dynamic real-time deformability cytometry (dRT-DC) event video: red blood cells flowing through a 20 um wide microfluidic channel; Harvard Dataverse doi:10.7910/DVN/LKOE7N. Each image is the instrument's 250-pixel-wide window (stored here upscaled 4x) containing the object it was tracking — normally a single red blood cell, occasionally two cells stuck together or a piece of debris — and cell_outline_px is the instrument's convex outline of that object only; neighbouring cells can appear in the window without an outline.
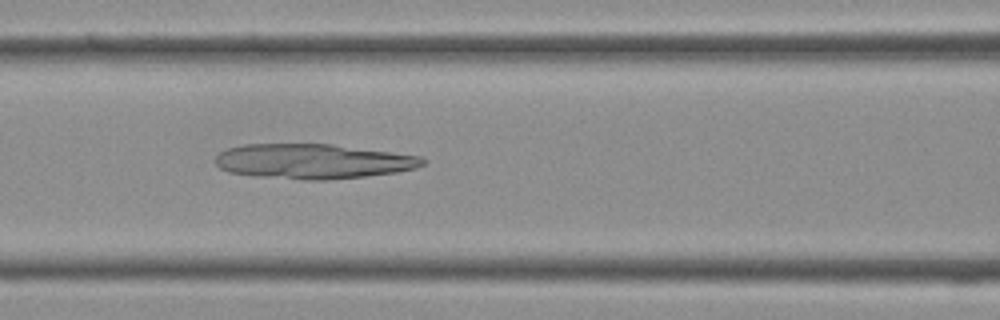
{"species": "Egyptian fruit bat (a non-hibernating species)", "species_latin": "Rousettus aegyptiacus", "temperature_condition": "cold", "stored_images_in_passage": 38, "camera_frame_rate_fps": 3000, "um_per_image_px": 0.085, "frame": {"image": 1, "passage_image": 16, "time_ms": 5.0, "image_size_px": [1000, 320], "cell_outline_px": [[428, 160], [424, 164], [416, 168], [396, 172], [364, 176], [328, 180], [304, 180], [256, 176], [228, 172], [220, 168], [216, 164], [216, 156], [220, 152], [228, 148], [244, 144], [332, 144], [424, 156]], "centroid_in_image_um": [26.64, 13.71], "position_along_channel_um": 140.0, "area_um2": 42.31}}
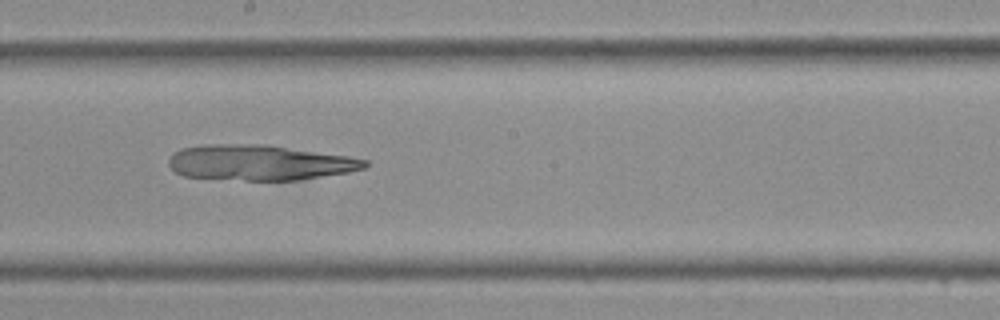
{"frame": {"image": 2, "passage_image": 21, "time_ms": 6.667, "image_size_px": [1000, 320], "cell_outline_px": [[368, 164], [364, 168], [348, 172], [296, 180], [244, 180], [184, 176], [176, 172], [168, 164], [168, 160], [180, 148], [200, 144], [268, 144], [348, 156], [368, 160]], "centroid_in_image_um": [22.05, 13.8], "position_along_channel_um": 226.1, "area_um2": 40.4}}
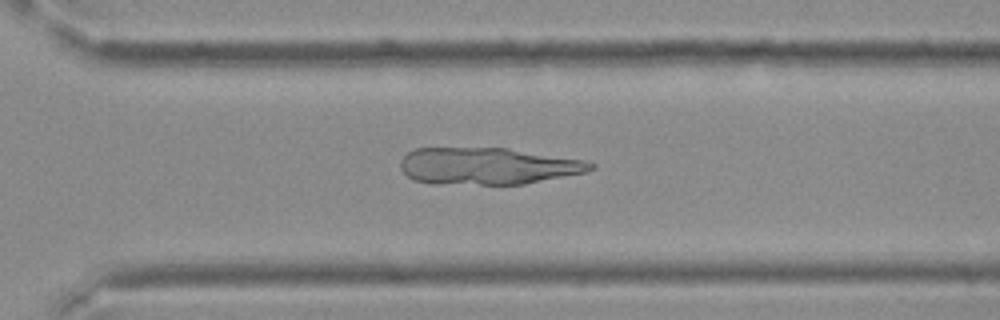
{"frame": {"image": 3, "passage_image": 27, "time_ms": 8.667, "image_size_px": [1000, 320], "cell_outline_px": [[596, 168], [584, 172], [524, 184], [432, 184], [412, 180], [400, 168], [400, 160], [408, 152], [416, 148], [508, 148], [584, 160], [596, 164]], "centroid_in_image_um": [41.42, 14.11], "position_along_channel_um": 329.2, "area_um2": 40.92}}